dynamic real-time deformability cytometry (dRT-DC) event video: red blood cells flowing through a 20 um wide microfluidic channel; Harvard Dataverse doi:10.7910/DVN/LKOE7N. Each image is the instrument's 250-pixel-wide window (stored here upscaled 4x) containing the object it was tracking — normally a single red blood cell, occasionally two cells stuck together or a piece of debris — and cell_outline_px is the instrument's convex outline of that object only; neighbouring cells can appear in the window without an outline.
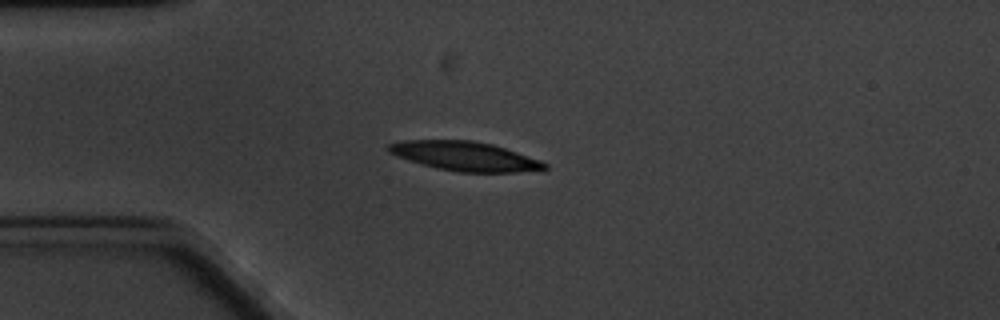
{"species": "common noctule bat (a hibernating species)", "species_latin": "Nyctalus noctula", "temperature_condition": "cold", "stored_images_in_passage": 8, "camera_frame_rate_fps": 3000, "um_per_image_px": 0.085, "animal": {"sex": "male", "body_mass_g": 20.1, "forearm_length_mm": 53.5}, "frame": {"image": 1, "passage_image": 4, "time_ms": 4.333, "image_size_px": [1000, 320], "cell_outline_px": [[548, 168], [516, 172], [456, 172], [436, 168], [420, 164], [396, 156], [388, 152], [384, 148], [388, 144], [400, 140], [472, 140], [492, 144], [540, 160], [548, 164]], "centroid_in_image_um": [39.43, 13.27], "position_along_channel_um": 45.6, "area_um2": 26.65}}